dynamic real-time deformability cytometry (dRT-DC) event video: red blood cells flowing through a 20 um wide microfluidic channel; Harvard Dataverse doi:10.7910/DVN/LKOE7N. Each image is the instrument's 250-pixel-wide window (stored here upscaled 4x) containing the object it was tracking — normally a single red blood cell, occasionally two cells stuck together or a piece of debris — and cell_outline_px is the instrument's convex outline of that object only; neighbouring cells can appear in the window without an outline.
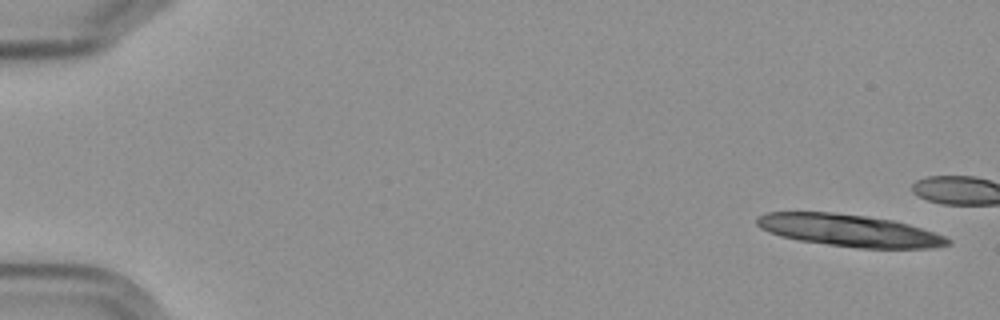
{"species": "Egyptian fruit bat (a non-hibernating species)", "species_latin": "Rousettus aegyptiacus", "temperature_condition": "cold", "stored_images_in_passage": 5, "camera_frame_rate_fps": 3000, "um_per_image_px": 0.085, "frame": {"image": 1, "passage_image": 1, "time_ms": 0.0, "image_size_px": [1000, 320], "cell_outline_px": [[952, 244], [936, 248], [856, 248], [800, 240], [780, 236], [768, 232], [760, 228], [756, 224], [756, 216], [768, 212], [832, 212], [864, 216], [892, 220], [908, 224], [944, 236], [952, 240]], "centroid_in_image_um": [72.17, 19.59], "position_along_channel_um": 12.8, "area_um2": 35.6}}